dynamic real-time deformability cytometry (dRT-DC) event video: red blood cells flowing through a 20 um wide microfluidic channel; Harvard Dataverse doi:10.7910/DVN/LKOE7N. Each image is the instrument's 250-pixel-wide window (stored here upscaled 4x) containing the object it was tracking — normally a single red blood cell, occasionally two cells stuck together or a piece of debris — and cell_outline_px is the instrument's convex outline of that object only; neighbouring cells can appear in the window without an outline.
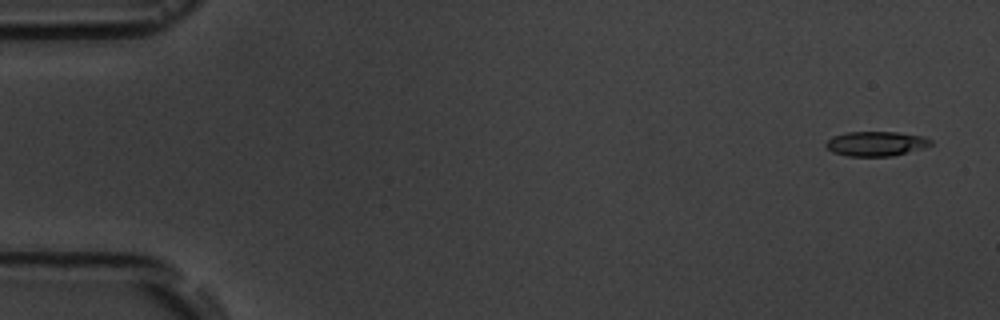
{"species": "common noctule bat (a hibernating species)", "species_latin": "Nyctalus noctula", "temperature_condition": "room temperature", "stored_images_in_passage": 5, "camera_frame_rate_fps": 3000, "um_per_image_px": 0.085, "animal": {"sex": "male", "body_mass_g": 19.5, "forearm_length_mm": 54.6}, "frame": {"image": 1, "passage_image": 1, "time_ms": 0.0, "image_size_px": [1000, 320], "cell_outline_px": [[932, 144], [924, 148], [892, 156], [848, 156], [832, 152], [824, 144], [832, 136], [844, 132], [896, 132], [924, 136], [932, 140]], "centroid_in_image_um": [74.46, 12.21], "position_along_channel_um": 10.5, "area_um2": 15.14}}
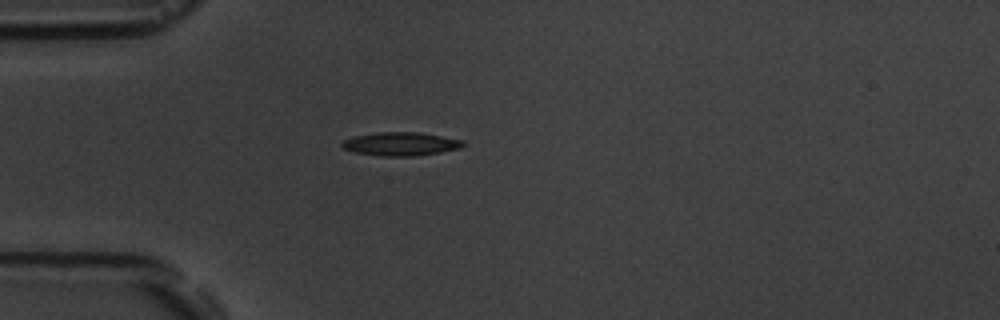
{"frame": {"image": 2, "passage_image": 5, "time_ms": 4.333, "image_size_px": [1000, 320], "cell_outline_px": [[464, 144], [460, 148], [440, 152], [412, 156], [380, 156], [356, 152], [344, 148], [340, 144], [344, 140], [356, 136], [380, 132], [420, 132], [464, 140]], "centroid_in_image_um": [34.09, 12.23], "position_along_channel_um": 50.9, "area_um2": 16.36}}